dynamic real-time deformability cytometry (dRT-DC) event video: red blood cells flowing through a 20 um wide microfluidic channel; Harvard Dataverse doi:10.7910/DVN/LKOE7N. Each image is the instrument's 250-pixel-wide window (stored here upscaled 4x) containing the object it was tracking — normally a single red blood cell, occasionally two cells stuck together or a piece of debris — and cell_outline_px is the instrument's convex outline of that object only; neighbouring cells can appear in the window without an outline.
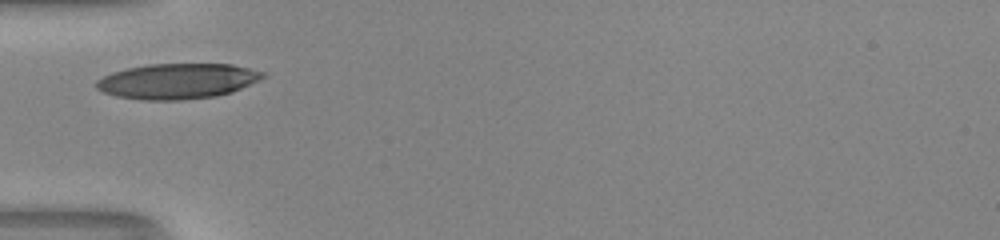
{"species": "human", "species_latin": "Homo sapiens", "temperature_condition": "room temperature", "stored_images_in_passage": 24, "camera_frame_rate_fps": 3000, "um_per_image_px": 0.085, "donor": {"sex": "male"}, "frame": {"image": 1, "passage_image": 1, "time_ms": 0.0, "image_size_px": [1000, 240], "cell_outline_px": [[268, 76], [260, 80], [232, 92], [216, 96], [180, 100], [144, 100], [116, 96], [104, 92], [96, 88], [96, 80], [112, 72], [128, 68], [148, 64], [232, 64], [264, 72]], "centroid_in_image_um": [15.1, 6.89], "position_along_channel_um": 69.9, "area_um2": 34.33}}
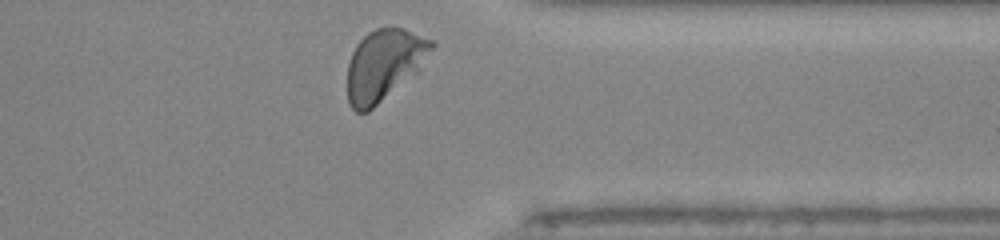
{"frame": {"image": 2, "passage_image": 24, "time_ms": 7.667, "image_size_px": [1000, 240], "cell_outline_px": [[436, 44], [420, 72], [368, 112], [356, 112], [348, 104], [348, 64], [352, 52], [356, 44], [368, 32], [376, 28], [404, 28], [432, 40]], "centroid_in_image_um": [32.68, 5.53], "position_along_channel_um": 378.7, "area_um2": 35.37}, "authors_computed_cell_mechanics": {"area_um2": 32.8593, "velocity_mm_per_s": 4.095, "shape_relaxation_time_tau1_ms": 2.693, "shape_relaxation_time_tau2_ms": null, "deformation_change_tau1": 0.18, "deformation_change_tau2": null}}